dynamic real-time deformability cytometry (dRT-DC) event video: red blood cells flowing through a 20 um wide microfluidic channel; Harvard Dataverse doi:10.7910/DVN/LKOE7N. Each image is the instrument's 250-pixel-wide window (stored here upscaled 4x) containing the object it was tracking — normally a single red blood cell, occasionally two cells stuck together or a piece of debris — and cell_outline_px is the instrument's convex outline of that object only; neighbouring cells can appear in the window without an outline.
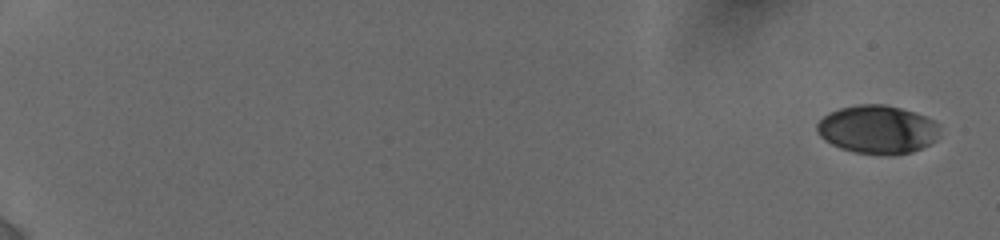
{"species": "human", "species_latin": "Homo sapiens", "temperature_condition": "cold", "stored_images_in_passage": 12, "camera_frame_rate_fps": 3000, "um_per_image_px": 0.085, "donor": {"sex": "female"}, "frame": {"image": 1, "passage_image": 1, "time_ms": 0.0, "image_size_px": [1000, 240], "cell_outline_px": [[936, 140], [912, 152], [892, 156], [880, 156], [852, 152], [840, 148], [824, 140], [816, 132], [816, 124], [828, 112], [840, 108], [860, 104], [884, 104], [900, 108], [924, 116], [932, 120], [936, 124]], "centroid_in_image_um": [74.51, 11.03], "position_along_channel_um": 10.5, "area_um2": 34.62}}
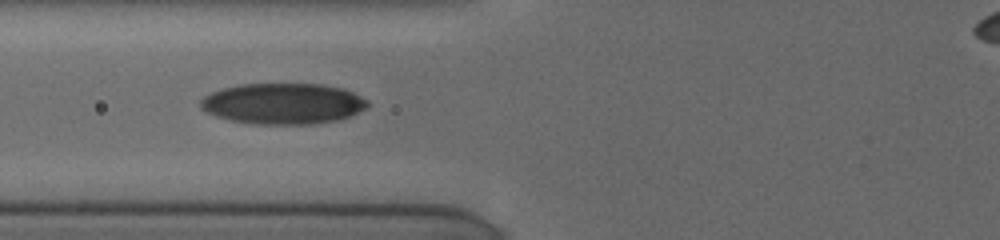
{"frame": {"image": 2, "passage_image": 10, "time_ms": 8.0, "image_size_px": [1000, 240], "cell_outline_px": [[368, 104], [364, 108], [340, 120], [312, 124], [252, 124], [228, 120], [216, 116], [200, 108], [200, 100], [204, 96], [212, 92], [224, 88], [240, 84], [324, 84], [344, 88], [368, 100]], "centroid_in_image_um": [24.04, 8.81], "position_along_channel_um": 101.8, "area_um2": 39.88}}
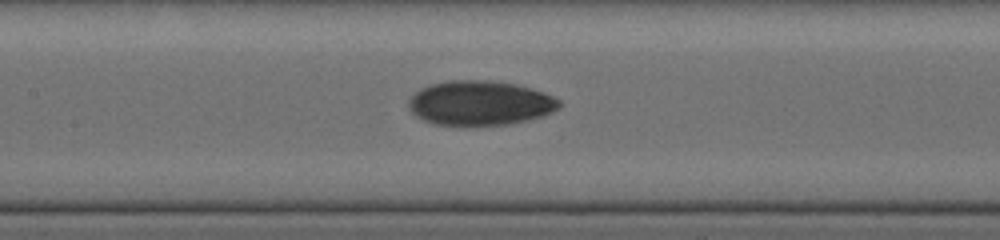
{"frame": {"image": 3, "passage_image": 12, "time_ms": 9.667, "image_size_px": [1000, 240], "cell_outline_px": [[560, 108], [552, 112], [528, 120], [508, 124], [432, 124], [416, 116], [408, 108], [408, 100], [420, 88], [432, 84], [448, 80], [484, 80], [512, 84], [544, 92], [560, 100]], "centroid_in_image_um": [40.78, 8.75], "position_along_channel_um": 166.6, "area_um2": 38.61}}